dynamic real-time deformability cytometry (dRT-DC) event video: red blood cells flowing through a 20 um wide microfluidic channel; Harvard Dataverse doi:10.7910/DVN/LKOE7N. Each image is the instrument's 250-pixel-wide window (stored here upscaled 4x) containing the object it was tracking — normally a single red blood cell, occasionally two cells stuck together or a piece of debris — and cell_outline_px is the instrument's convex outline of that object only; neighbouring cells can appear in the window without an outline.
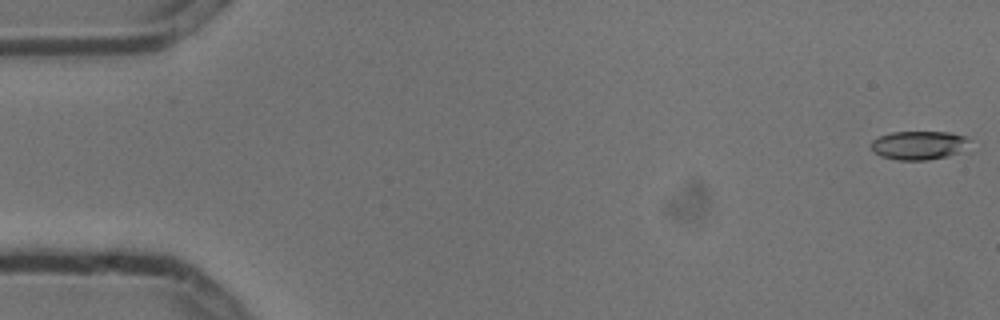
{"species": "common noctule bat (a hibernating species)", "species_latin": "Nyctalus noctula", "temperature_condition": "cold", "stored_images_in_passage": 9, "camera_frame_rate_fps": 3000, "um_per_image_px": 0.085, "animal": {"sex": "male", "body_mass_g": 13.3}, "frame": {"image": 1, "passage_image": 1, "time_ms": 0.0, "image_size_px": [1000, 320], "cell_outline_px": [[968, 152], [928, 160], [900, 160], [880, 156], [872, 148], [872, 140], [880, 136], [892, 132], [948, 132], [964, 136], [968, 140]], "centroid_in_image_um": [78.17, 12.36], "position_along_channel_um": 6.8, "area_um2": 16.59}}
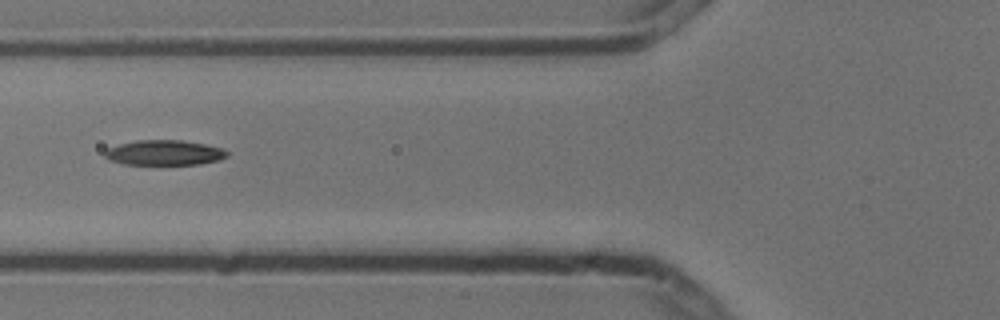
{"frame": {"image": 2, "passage_image": 6, "time_ms": 1.667, "image_size_px": [1000, 320], "cell_outline_px": [[228, 156], [216, 160], [200, 164], [124, 164], [108, 160], [104, 156], [104, 152], [108, 148], [120, 144], [136, 140], [184, 140], [224, 148], [228, 152]], "centroid_in_image_um": [13.96, 12.97], "position_along_channel_um": 111.8, "area_um2": 17.86}}
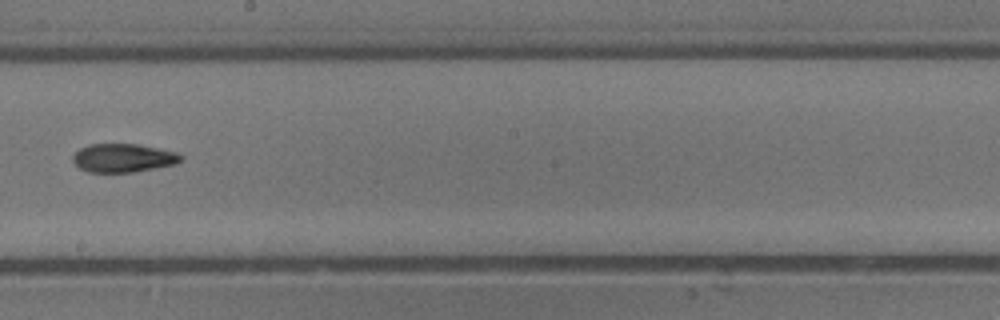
{"frame": {"image": 3, "passage_image": 9, "time_ms": 2.667, "image_size_px": [1000, 320], "cell_outline_px": [[184, 160], [176, 164], [156, 168], [132, 172], [88, 172], [80, 168], [72, 160], [72, 156], [80, 148], [88, 144], [140, 144], [176, 152], [184, 156]], "centroid_in_image_um": [10.51, 13.42], "position_along_channel_um": 237.7, "area_um2": 18.09}}